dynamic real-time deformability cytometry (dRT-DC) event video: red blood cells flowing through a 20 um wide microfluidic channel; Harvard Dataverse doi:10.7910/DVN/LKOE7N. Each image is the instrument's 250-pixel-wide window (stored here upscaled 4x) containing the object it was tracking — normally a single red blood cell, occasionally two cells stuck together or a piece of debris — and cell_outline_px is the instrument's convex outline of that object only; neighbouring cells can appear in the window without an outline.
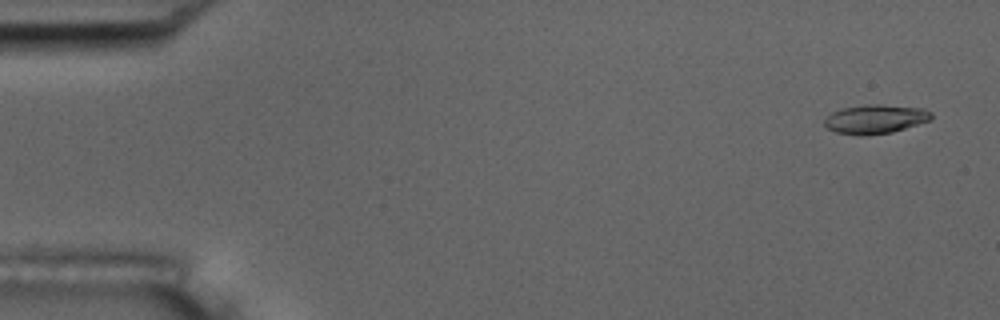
{"species": "common noctule bat (a hibernating species)", "species_latin": "Nyctalus noctula", "temperature_condition": "room temperature", "stored_images_in_passage": 55, "camera_frame_rate_fps": 3000, "um_per_image_px": 0.085, "animal": {"sex": "male", "body_mass_g": 17.5, "forearm_length_mm": 52.3}, "frame": {"image": 1, "passage_image": 3, "time_ms": 0.667, "image_size_px": [1000, 320], "cell_outline_px": [[932, 120], [892, 132], [868, 136], [860, 136], [836, 132], [828, 128], [824, 124], [824, 120], [832, 112], [844, 108], [864, 104], [884, 104], [924, 108], [932, 112]], "centroid_in_image_um": [74.44, 10.12], "position_along_channel_um": 10.6, "area_um2": 18.32}}
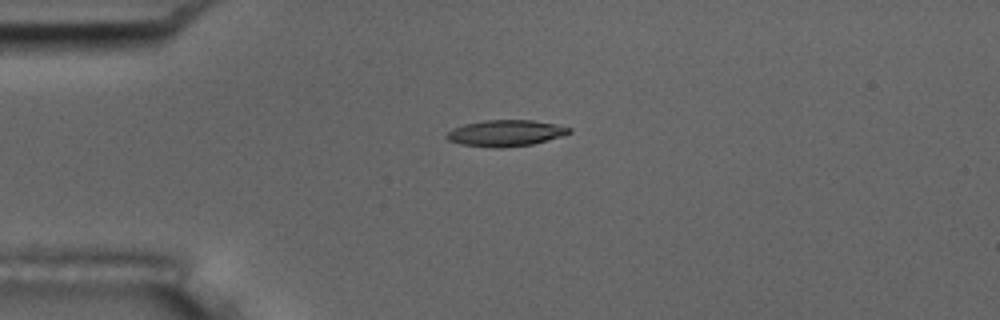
{"frame": {"image": 2, "passage_image": 14, "time_ms": 4.333, "image_size_px": [1000, 320], "cell_outline_px": [[572, 132], [560, 136], [532, 144], [500, 148], [496, 148], [460, 144], [448, 140], [444, 136], [452, 128], [464, 124], [484, 120], [532, 120], [556, 124], [572, 128]], "centroid_in_image_um": [42.95, 11.31], "position_along_channel_um": 42.1, "area_um2": 18.73}}
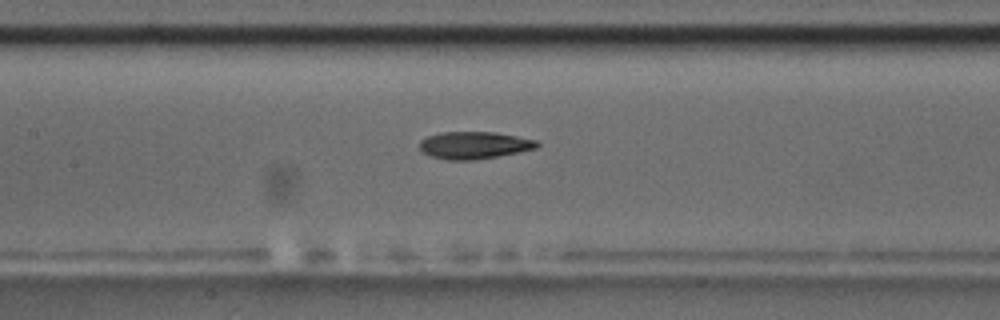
{"frame": {"image": 3, "passage_image": 26, "time_ms": 8.333, "image_size_px": [1000, 320], "cell_outline_px": [[540, 144], [536, 148], [520, 152], [500, 156], [476, 160], [444, 160], [432, 156], [424, 152], [420, 148], [420, 140], [428, 136], [440, 132], [496, 132], [536, 140]], "centroid_in_image_um": [40.32, 12.35], "position_along_channel_um": 167.1, "area_um2": 18.73}, "authors_computed_cell_mechanics": {"area_um2": 18.4382, "velocity_mm_per_s": 3.7291, "shape_relaxation_time_tau1_ms": 5.6178, "shape_relaxation_time_tau2_ms": 4.9338, "deformation_change_tau1": 0.1854, "deformation_change_tau2": 0.1437}}